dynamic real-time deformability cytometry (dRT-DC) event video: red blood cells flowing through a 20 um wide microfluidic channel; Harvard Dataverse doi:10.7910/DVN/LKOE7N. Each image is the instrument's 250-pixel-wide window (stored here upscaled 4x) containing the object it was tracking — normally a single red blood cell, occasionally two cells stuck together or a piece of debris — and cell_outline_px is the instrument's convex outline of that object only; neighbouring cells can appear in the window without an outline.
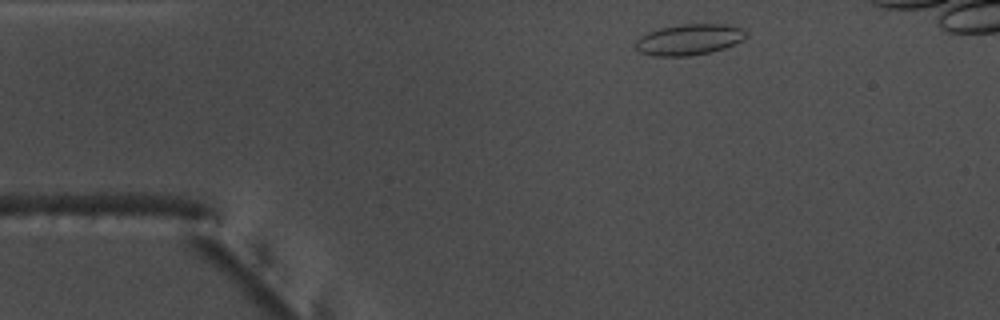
{"species": "common noctule bat (a hibernating species)", "species_latin": "Nyctalus noctula", "temperature_condition": "warm", "stored_images_in_passage": 39, "camera_frame_rate_fps": 3000, "um_per_image_px": 0.085, "animal": {"sex": "male", "body_mass_g": 17.5, "forearm_length_mm": 52.3}, "frame": {"image": 1, "passage_image": 1, "time_ms": 0.0, "image_size_px": [1000, 320], "cell_outline_px": [[744, 40], [724, 48], [708, 52], [688, 56], [652, 56], [640, 52], [636, 48], [636, 40], [640, 36], [648, 32], [660, 28], [680, 24], [724, 24], [744, 28]], "centroid_in_image_um": [58.55, 3.36], "position_along_channel_um": 26.4, "area_um2": 19.83}}
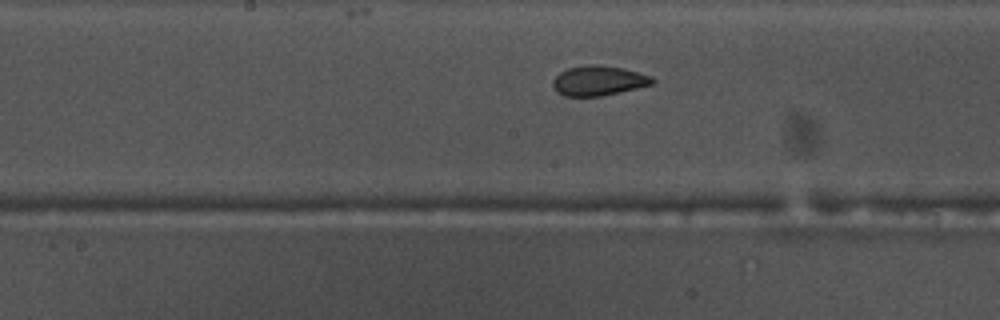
{"frame": {"image": 2, "passage_image": 19, "time_ms": 6.0, "image_size_px": [1000, 320], "cell_outline_px": [[656, 80], [652, 84], [636, 88], [600, 96], [564, 96], [556, 92], [552, 88], [552, 80], [560, 72], [568, 68], [588, 64], [596, 64], [624, 68], [652, 76]], "centroid_in_image_um": [50.85, 6.85], "position_along_channel_um": 197.4, "area_um2": 17.4}}
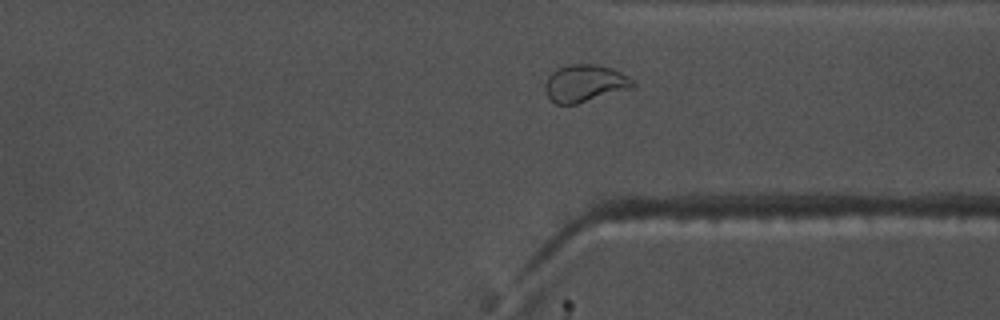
{"frame": {"image": 3, "passage_image": 32, "time_ms": 10.333, "image_size_px": [1000, 320], "cell_outline_px": [[636, 84], [632, 88], [576, 104], [556, 104], [548, 96], [544, 88], [544, 84], [548, 76], [556, 68], [568, 64], [596, 64], [612, 68], [628, 76]], "centroid_in_image_um": [49.69, 7.07], "position_along_channel_um": 361.7, "area_um2": 19.07}, "authors_computed_cell_mechanics": {"area_um2": 17.5712, "velocity_mm_per_s": 3.7907, "shape_relaxation_time_tau1_ms": 9.8028, "shape_relaxation_time_tau2_ms": 0.9902, "deformation_change_tau1": 0.205, "deformation_change_tau2": 0.0694}}